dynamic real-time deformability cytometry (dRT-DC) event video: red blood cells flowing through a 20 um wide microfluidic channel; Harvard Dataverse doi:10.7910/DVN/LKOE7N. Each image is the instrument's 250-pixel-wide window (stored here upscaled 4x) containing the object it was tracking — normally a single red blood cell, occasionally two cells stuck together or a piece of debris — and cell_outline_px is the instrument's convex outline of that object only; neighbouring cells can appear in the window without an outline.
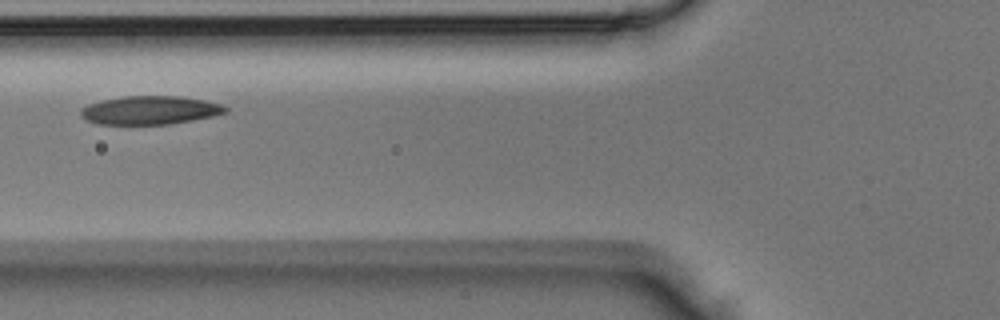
{"species": "Egyptian fruit bat (a non-hibernating species)", "species_latin": "Rousettus aegyptiacus", "temperature_condition": "room temperature", "stored_images_in_passage": 2, "camera_frame_rate_fps": 3000, "um_per_image_px": 0.085, "animal": {"sex": "male"}, "frame": {"image": 1, "passage_image": 2, "time_ms": 0.333, "image_size_px": [1000, 320], "cell_outline_px": [[228, 112], [212, 116], [172, 124], [96, 124], [84, 120], [80, 116], [80, 108], [88, 104], [100, 100], [124, 96], [180, 96], [204, 100], [220, 104], [228, 108]], "centroid_in_image_um": [12.7, 9.37], "position_along_channel_um": 113.1, "area_um2": 24.22}}